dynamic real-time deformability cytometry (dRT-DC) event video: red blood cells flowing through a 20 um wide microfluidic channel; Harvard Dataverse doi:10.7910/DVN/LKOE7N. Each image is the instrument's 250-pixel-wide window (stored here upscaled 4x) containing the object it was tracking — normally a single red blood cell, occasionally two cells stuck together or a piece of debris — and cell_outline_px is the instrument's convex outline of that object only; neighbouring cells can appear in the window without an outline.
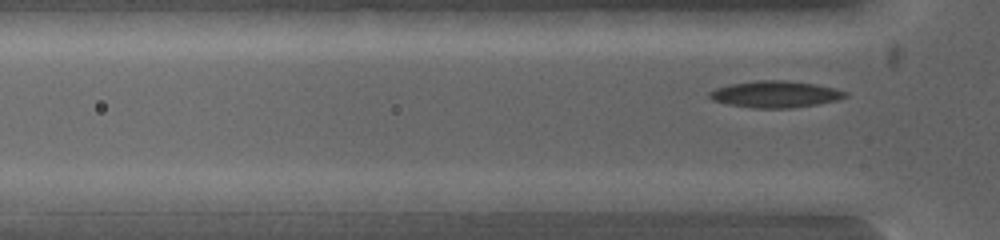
{"species": "common noctule bat (a hibernating species)", "species_latin": "Nyctalus noctula", "temperature_condition": "warm", "stored_images_in_passage": 2, "camera_frame_rate_fps": 5000, "um_per_image_px": 0.085, "animal": {"sex": "female", "body_mass_g": 19.0, "forearm_length_mm": 53.3}, "frame": {"image": 1, "passage_image": 2, "time_ms": 0.4, "image_size_px": [1000, 240], "cell_outline_px": [[848, 96], [836, 100], [816, 104], [788, 108], [756, 108], [728, 104], [712, 100], [708, 96], [708, 92], [716, 88], [732, 84], [756, 80], [784, 80], [812, 84], [832, 88], [844, 92]], "centroid_in_image_um": [65.83, 8.01], "position_along_channel_um": 60.0, "area_um2": 20.63}}